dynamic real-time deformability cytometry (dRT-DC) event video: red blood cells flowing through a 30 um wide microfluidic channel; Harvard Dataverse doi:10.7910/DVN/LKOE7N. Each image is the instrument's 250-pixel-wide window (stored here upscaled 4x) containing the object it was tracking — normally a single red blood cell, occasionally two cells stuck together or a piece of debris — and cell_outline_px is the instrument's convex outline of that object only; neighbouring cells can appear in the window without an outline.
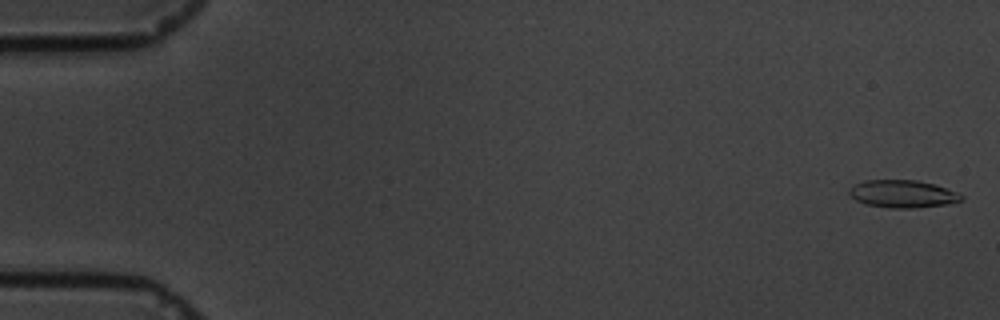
{"species": "common noctule bat (a hibernating species)", "species_latin": "Nyctalus noctula", "temperature_condition": "cold", "stored_images_in_passage": 49, "camera_frame_rate_fps": 3000, "um_per_image_px": 0.085, "animal": {"sex": "male", "body_mass_g": 19.5, "forearm_length_mm": 54.6}, "frame": {"image": 1, "passage_image": 2, "time_ms": 0.333, "image_size_px": [1000, 320], "cell_outline_px": [[964, 200], [948, 204], [912, 208], [888, 208], [864, 204], [856, 200], [848, 192], [848, 188], [864, 180], [916, 180], [932, 184], [956, 192], [964, 196]], "centroid_in_image_um": [76.7, 16.49], "position_along_channel_um": 8.3, "area_um2": 17.98}}
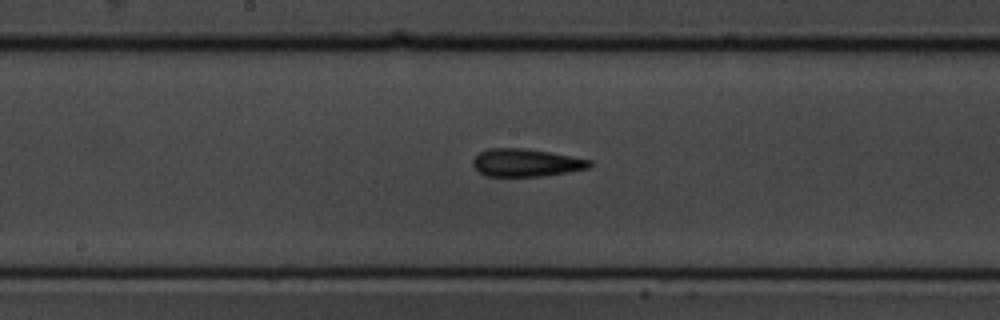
{"frame": {"image": 2, "passage_image": 32, "time_ms": 10.333, "image_size_px": [1000, 320], "cell_outline_px": [[592, 164], [588, 168], [568, 172], [544, 176], [484, 176], [472, 164], [472, 160], [480, 152], [488, 148], [524, 148], [548, 152], [592, 160]], "centroid_in_image_um": [44.7, 13.83], "position_along_channel_um": 203.5, "area_um2": 18.79}}
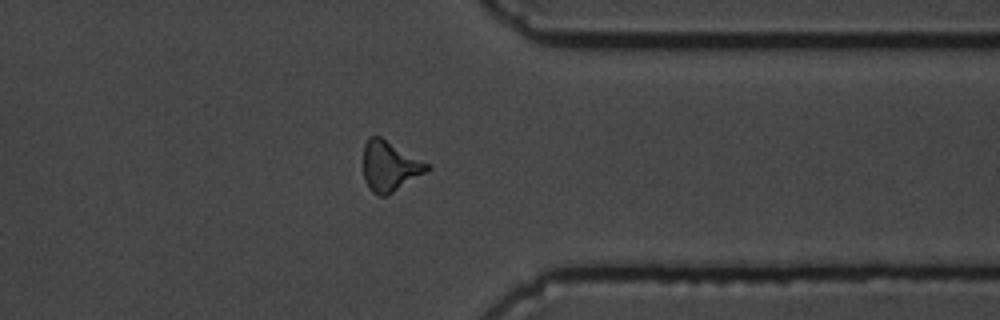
{"frame": {"image": 3, "passage_image": 48, "time_ms": 15.667, "image_size_px": [1000, 320], "cell_outline_px": [[432, 168], [388, 196], [380, 196], [372, 192], [368, 188], [364, 180], [364, 144], [368, 136], [380, 136], [432, 164]], "centroid_in_image_um": [33.15, 14.13], "position_along_channel_um": 378.2, "area_um2": 19.02}}